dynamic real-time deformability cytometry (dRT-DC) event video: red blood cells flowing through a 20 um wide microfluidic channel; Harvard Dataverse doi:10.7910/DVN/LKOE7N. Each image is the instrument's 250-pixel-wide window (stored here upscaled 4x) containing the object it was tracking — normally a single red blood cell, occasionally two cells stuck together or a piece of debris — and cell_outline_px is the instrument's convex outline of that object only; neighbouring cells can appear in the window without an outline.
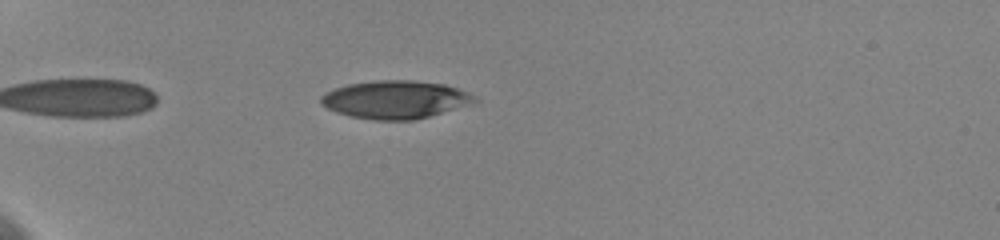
{"species": "human", "species_latin": "Homo sapiens", "temperature_condition": "cold", "stored_images_in_passage": 41, "camera_frame_rate_fps": 3000, "um_per_image_px": 0.085, "donor": {"sex": "female"}, "frame": {"image": 1, "passage_image": 1, "time_ms": 0.0, "image_size_px": [1000, 240], "cell_outline_px": [[480, 100], [472, 104], [428, 116], [412, 120], [372, 120], [352, 116], [336, 112], [320, 104], [320, 96], [336, 88], [348, 84], [376, 80], [412, 80], [444, 84], [468, 92], [476, 96]], "centroid_in_image_um": [33.62, 8.46], "position_along_channel_um": 51.4, "area_um2": 33.93}}
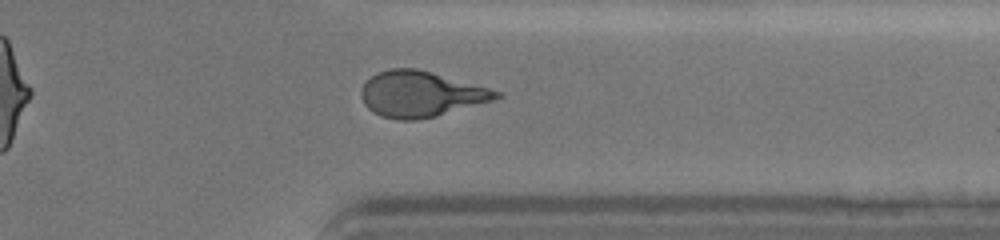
{"frame": {"image": 2, "passage_image": 31, "time_ms": 10.0, "image_size_px": [1000, 240], "cell_outline_px": [[504, 92], [500, 96], [492, 100], [436, 116], [416, 120], [396, 120], [380, 116], [372, 112], [364, 104], [360, 96], [360, 92], [364, 84], [376, 72], [392, 68], [416, 68], [432, 72]], "centroid_in_image_um": [35.73, 8.0], "position_along_channel_um": 375.7, "area_um2": 35.89}}
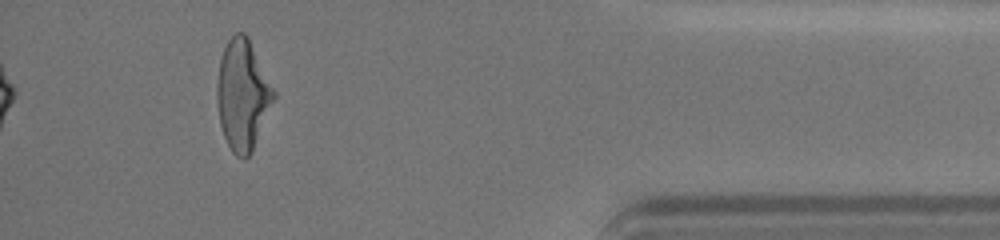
{"frame": {"image": 3, "passage_image": 37, "time_ms": 12.0, "image_size_px": [1000, 240], "cell_outline_px": [[276, 96], [252, 152], [244, 160], [236, 156], [232, 152], [224, 136], [220, 124], [216, 100], [216, 84], [220, 60], [224, 48], [228, 40], [236, 32], [244, 32], [248, 36], [276, 92]], "centroid_in_image_um": [20.62, 8.07], "position_along_channel_um": 414.6, "area_um2": 36.65}, "authors_computed_cell_mechanics": {"area_um2": 35.8938, "velocity_mm_per_s": 3.6083, "shape_relaxation_time_tau1_ms": 4.6011, "shape_relaxation_time_tau2_ms": 1.4791, "deformation_change_tau1": 0.1859, "deformation_change_tau2": 0.0901}}